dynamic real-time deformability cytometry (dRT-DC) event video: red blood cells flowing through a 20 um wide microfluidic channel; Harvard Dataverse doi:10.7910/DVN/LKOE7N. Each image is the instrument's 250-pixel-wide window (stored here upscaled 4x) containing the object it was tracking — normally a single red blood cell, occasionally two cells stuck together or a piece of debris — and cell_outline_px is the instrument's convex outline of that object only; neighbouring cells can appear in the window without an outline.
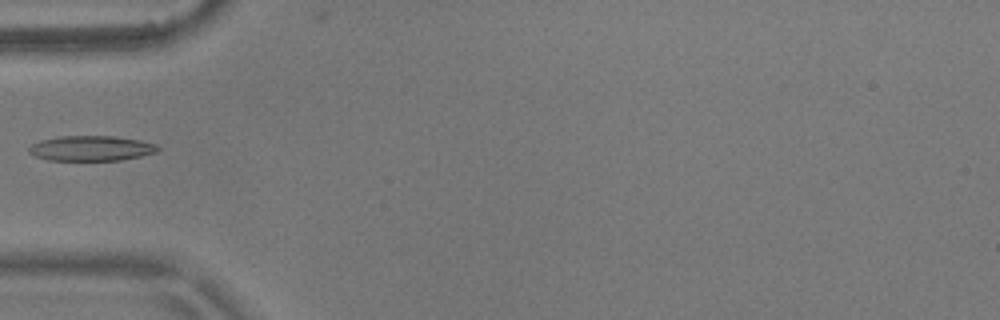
{"species": "common noctule bat (a hibernating species)", "species_latin": "Nyctalus noctula", "temperature_condition": "warm", "stored_images_in_passage": 3, "camera_frame_rate_fps": 3000, "um_per_image_px": 0.085, "animal": {"sex": "male", "body_mass_g": 17.9}, "frame": {"image": 1, "passage_image": 3, "time_ms": 0.667, "image_size_px": [1000, 320], "cell_outline_px": [[160, 148], [156, 152], [140, 156], [120, 160], [48, 160], [36, 156], [28, 152], [28, 148], [32, 144], [40, 140], [60, 136], [112, 136], [140, 140], [156, 144]], "centroid_in_image_um": [7.74, 12.6], "position_along_channel_um": 77.3, "area_um2": 18.79}}